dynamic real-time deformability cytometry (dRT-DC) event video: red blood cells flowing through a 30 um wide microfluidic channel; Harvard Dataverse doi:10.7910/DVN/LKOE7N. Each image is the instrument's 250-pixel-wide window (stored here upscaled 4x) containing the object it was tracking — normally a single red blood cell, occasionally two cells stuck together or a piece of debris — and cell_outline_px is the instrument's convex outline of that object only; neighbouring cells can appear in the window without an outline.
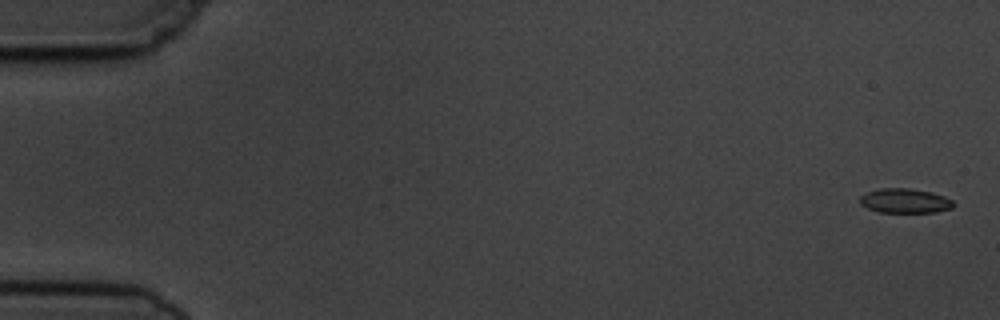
{"species": "common noctule bat (a hibernating species)", "species_latin": "Nyctalus noctula", "temperature_condition": "cold", "stored_images_in_passage": 12, "segment_of_instrument_passage": [1, 2], "camera_frame_rate_fps": 3000, "um_per_image_px": 0.085, "animal": {"sex": "male", "body_mass_g": 19.5, "forearm_length_mm": 54.6}, "frame": {"image": 1, "passage_image": 1, "time_ms": 0.0, "image_size_px": [1000, 320], "cell_outline_px": [[956, 204], [952, 208], [936, 212], [880, 212], [868, 208], [860, 204], [860, 196], [868, 192], [880, 188], [912, 188], [932, 192], [944, 196], [952, 200]], "centroid_in_image_um": [76.95, 17.06], "position_along_channel_um": 8.1, "area_um2": 13.41}}
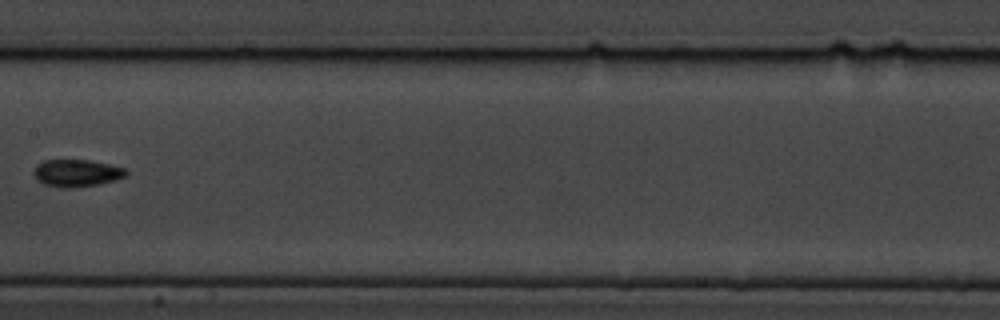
{"frame": {"image": 2, "passage_image": 8, "time_ms": 9.0, "image_size_px": [1000, 320], "cell_outline_px": [[128, 172], [124, 176], [116, 180], [100, 184], [72, 188], [60, 188], [44, 184], [32, 172], [36, 164], [44, 160], [88, 160], [108, 164], [124, 168]], "centroid_in_image_um": [6.5, 14.71], "position_along_channel_um": 200.9, "area_um2": 14.62}}
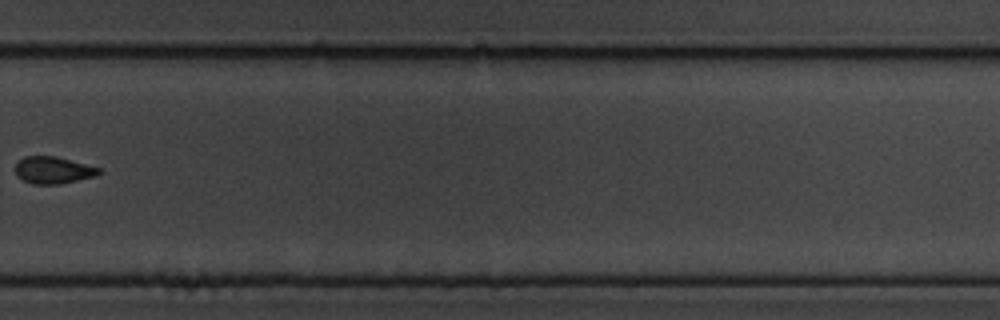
{"frame": {"image": 3, "passage_image": 11, "time_ms": 12.333, "image_size_px": [1000, 320], "cell_outline_px": [[100, 172], [96, 176], [60, 184], [32, 184], [16, 176], [16, 164], [24, 156], [56, 156], [100, 168]], "centroid_in_image_um": [4.51, 14.46], "position_along_channel_um": 325.3, "area_um2": 13.06}}